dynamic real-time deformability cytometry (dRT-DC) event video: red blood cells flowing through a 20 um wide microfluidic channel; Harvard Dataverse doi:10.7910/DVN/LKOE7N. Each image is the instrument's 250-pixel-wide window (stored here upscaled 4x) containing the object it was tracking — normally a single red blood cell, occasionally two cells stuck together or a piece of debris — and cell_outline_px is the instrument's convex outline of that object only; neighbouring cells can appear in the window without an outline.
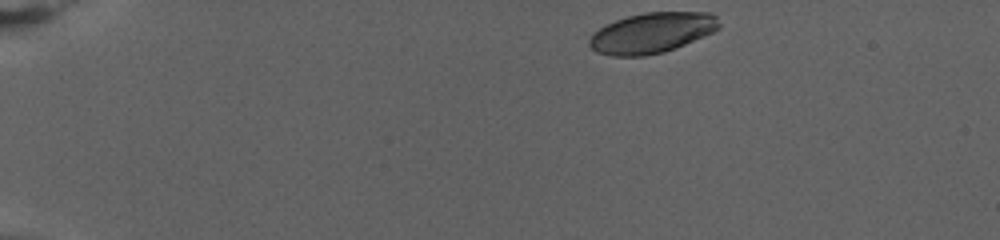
{"species": "human", "species_latin": "Homo sapiens", "temperature_condition": "warm", "stored_images_in_passage": 63, "camera_frame_rate_fps": 3000, "um_per_image_px": 0.085, "donor": {"sex": "female"}, "frame": {"image": 1, "passage_image": 1, "time_ms": 0.0, "image_size_px": [1000, 240], "cell_outline_px": [[720, 28], [712, 32], [676, 48], [664, 52], [644, 56], [612, 56], [596, 52], [588, 44], [588, 40], [604, 24], [628, 16], [644, 12], [712, 12], [716, 16], [720, 24]], "centroid_in_image_um": [55.42, 2.79], "position_along_channel_um": 29.6, "area_um2": 30.58}}
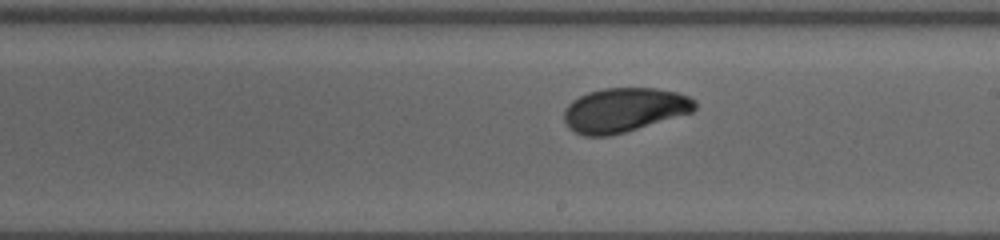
{"frame": {"image": 2, "passage_image": 34, "time_ms": 11.0, "image_size_px": [1000, 240], "cell_outline_px": [[696, 108], [692, 112], [624, 132], [608, 136], [584, 136], [568, 128], [564, 120], [564, 108], [572, 100], [588, 92], [604, 88], [656, 88], [676, 92], [688, 96], [696, 100]], "centroid_in_image_um": [53.03, 9.34], "position_along_channel_um": 236.0, "area_um2": 33.64}}
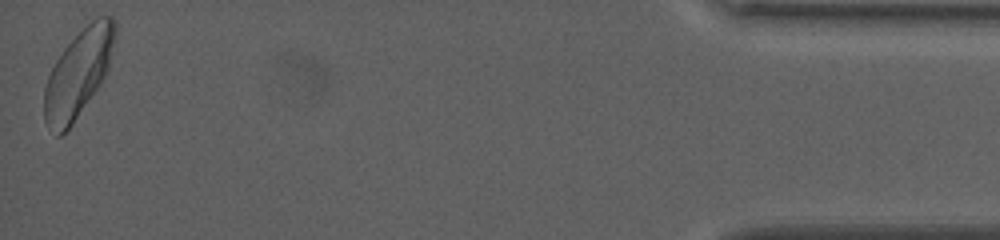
{"frame": {"image": 3, "passage_image": 63, "time_ms": 20.667, "image_size_px": [1000, 240], "cell_outline_px": [[116, 36], [108, 68], [100, 84], [72, 124], [60, 136], [56, 136], [44, 120], [44, 88], [48, 76], [56, 60], [64, 48], [96, 16], [112, 16], [116, 20]], "centroid_in_image_um": [6.66, 6.23], "position_along_channel_um": 428.5, "area_um2": 35.55}, "authors_computed_cell_mechanics": {"area_um2": 33.524, "velocity_mm_per_s": 2.7849, "shape_relaxation_time_tau1_ms": 3.2516, "shape_relaxation_time_tau2_ms": 3.1099, "deformation_change_tau1": 0.1271, "deformation_change_tau2": 0.0634}}